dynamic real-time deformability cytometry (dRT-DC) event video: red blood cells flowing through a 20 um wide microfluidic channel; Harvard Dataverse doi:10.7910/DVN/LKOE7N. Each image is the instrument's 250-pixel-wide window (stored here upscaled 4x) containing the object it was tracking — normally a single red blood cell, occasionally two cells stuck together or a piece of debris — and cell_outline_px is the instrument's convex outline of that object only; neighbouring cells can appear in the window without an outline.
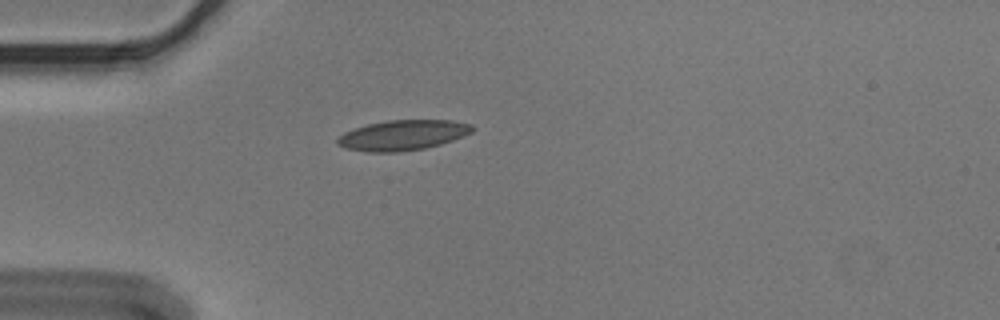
{"species": "Egyptian fruit bat (a non-hibernating species)", "species_latin": "Rousettus aegyptiacus", "temperature_condition": "cold", "stored_images_in_passage": 1, "camera_frame_rate_fps": 3000, "um_per_image_px": 0.085, "animal": {"sex": "male"}, "frame": {"image": 1, "passage_image": 1, "time_ms": 0.0, "image_size_px": [1000, 320], "cell_outline_px": [[476, 128], [472, 132], [464, 136], [440, 144], [424, 148], [396, 152], [368, 152], [348, 148], [336, 144], [336, 140], [344, 132], [368, 124], [388, 120], [452, 120], [472, 124]], "centroid_in_image_um": [34.27, 11.48], "position_along_channel_um": 50.7, "area_um2": 23.64}}